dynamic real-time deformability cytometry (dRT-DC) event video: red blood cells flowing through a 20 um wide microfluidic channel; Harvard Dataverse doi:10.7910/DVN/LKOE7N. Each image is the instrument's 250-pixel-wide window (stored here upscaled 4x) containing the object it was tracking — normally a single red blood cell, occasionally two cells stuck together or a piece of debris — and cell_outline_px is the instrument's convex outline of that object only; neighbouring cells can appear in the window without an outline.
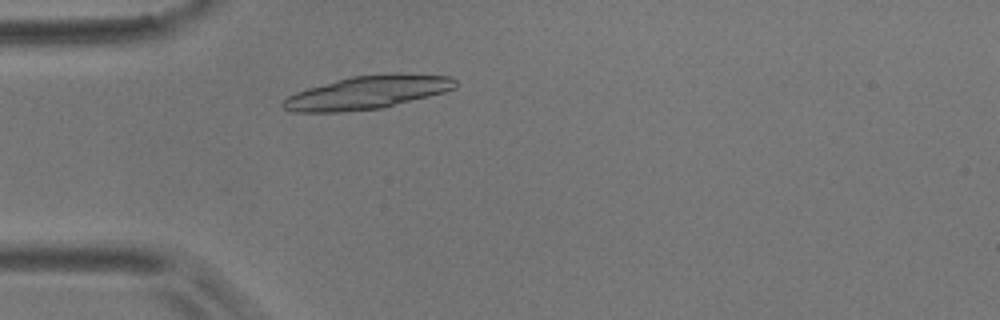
{"species": "common noctule bat (a hibernating species)", "species_latin": "Nyctalus noctula", "temperature_condition": "room temperature", "stored_images_in_passage": 1, "camera_frame_rate_fps": 3000, "um_per_image_px": 0.085, "animal": {"sex": "male", "body_mass_g": 17.9}, "frame": {"image": 1, "passage_image": 1, "time_ms": 0.0, "image_size_px": [1000, 320], "cell_outline_px": [[456, 88], [444, 92], [384, 108], [344, 112], [292, 112], [284, 108], [280, 104], [288, 96], [296, 92], [308, 88], [336, 80], [352, 76], [452, 76], [456, 80]], "centroid_in_image_um": [31.14, 7.92], "position_along_channel_um": 53.9, "area_um2": 32.25}}